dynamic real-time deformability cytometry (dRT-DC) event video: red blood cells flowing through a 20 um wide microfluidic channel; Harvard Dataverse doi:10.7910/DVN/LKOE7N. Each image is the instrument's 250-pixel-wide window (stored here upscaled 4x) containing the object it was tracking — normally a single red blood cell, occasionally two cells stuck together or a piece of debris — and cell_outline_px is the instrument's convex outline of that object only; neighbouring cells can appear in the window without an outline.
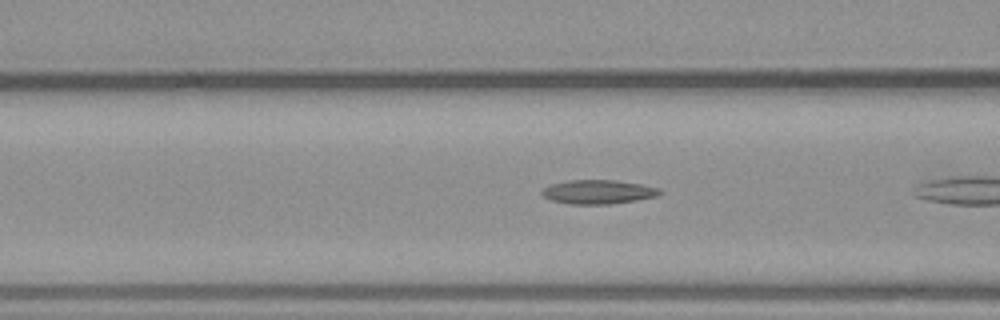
{"species": "common noctule bat (a hibernating species)", "species_latin": "Nyctalus noctula", "temperature_condition": "warm", "stored_images_in_passage": 6, "camera_frame_rate_fps": 3000, "um_per_image_px": 0.085, "animal": {"sex": "male", "body_mass_g": 23.1, "forearm_length_mm": 52.7}, "frame": {"image": 1, "passage_image": 4, "time_ms": 1.0, "image_size_px": [1000, 320], "cell_outline_px": [[664, 192], [656, 196], [636, 200], [612, 204], [568, 204], [552, 200], [544, 196], [540, 192], [548, 184], [568, 180], [616, 180], [640, 184], [656, 188]], "centroid_in_image_um": [50.8, 16.31], "position_along_channel_um": 115.8, "area_um2": 16.47}}